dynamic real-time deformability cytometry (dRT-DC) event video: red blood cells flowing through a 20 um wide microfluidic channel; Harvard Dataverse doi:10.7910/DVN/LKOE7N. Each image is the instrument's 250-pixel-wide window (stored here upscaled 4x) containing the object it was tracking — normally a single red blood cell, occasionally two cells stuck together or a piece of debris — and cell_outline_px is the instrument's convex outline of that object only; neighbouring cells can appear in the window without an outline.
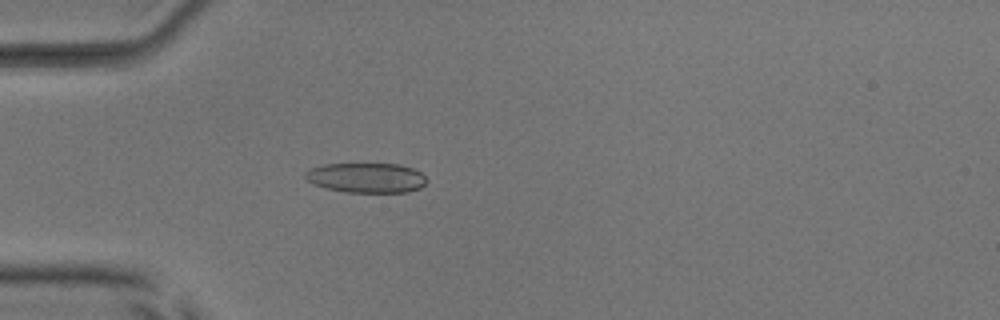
{"species": "common noctule bat (a hibernating species)", "species_latin": "Nyctalus noctula", "temperature_condition": "room temperature", "stored_images_in_passage": 51, "camera_frame_rate_fps": 3000, "um_per_image_px": 0.085, "animal": {"sex": "male", "body_mass_g": 17.9, "forearm_length_mm": 54.2}, "frame": {"image": 1, "passage_image": 15, "time_ms": 4.667, "image_size_px": [1000, 320], "cell_outline_px": [[428, 180], [420, 188], [408, 192], [344, 192], [328, 188], [316, 184], [308, 180], [304, 176], [304, 172], [312, 168], [324, 164], [400, 164], [412, 168], [420, 172]], "centroid_in_image_um": [31.17, 15.11], "position_along_channel_um": 53.8, "area_um2": 20.98}}
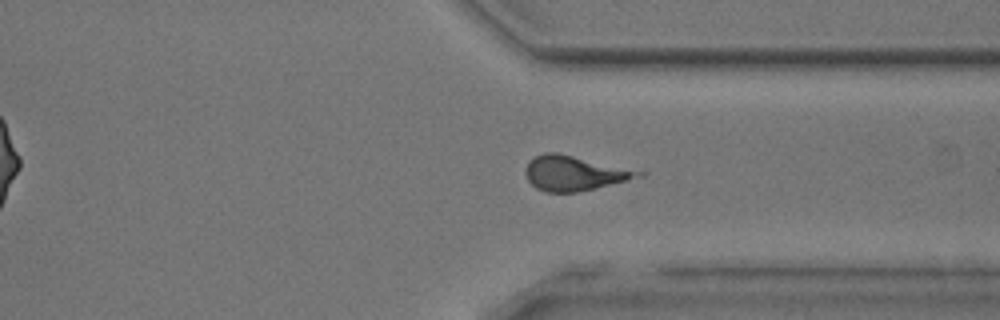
{"frame": {"image": 2, "passage_image": 39, "time_ms": 12.667, "image_size_px": [1000, 320], "cell_outline_px": [[648, 172], [644, 176], [628, 180], [576, 192], [544, 192], [536, 188], [528, 180], [524, 172], [528, 160], [544, 152], [556, 152]], "centroid_in_image_um": [48.81, 14.71], "position_along_channel_um": 362.6, "area_um2": 22.89}}
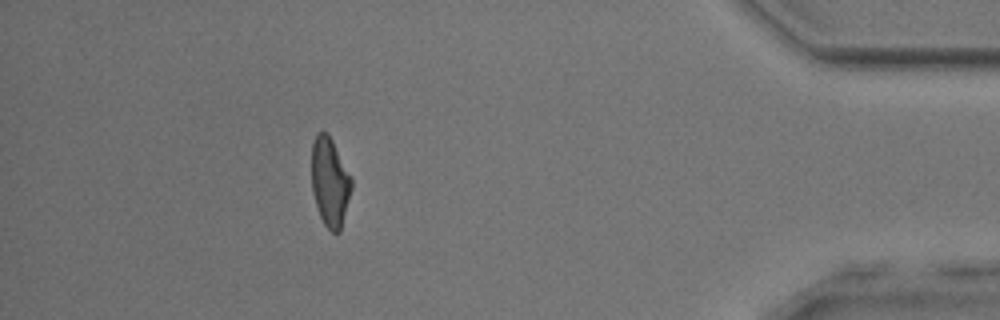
{"frame": {"image": 3, "passage_image": 46, "time_ms": 15.0, "image_size_px": [1000, 320], "cell_outline_px": [[352, 188], [340, 232], [332, 232], [324, 224], [320, 216], [312, 192], [312, 140], [316, 132], [328, 132], [352, 176]], "centroid_in_image_um": [28.05, 15.43], "position_along_channel_um": 407.2, "area_um2": 20.87}, "authors_computed_cell_mechanics": {"area_um2": 21.9062, "velocity_mm_per_s": 3.9969, "shape_relaxation_time_tau1_ms": 2.9108, "shape_relaxation_time_tau2_ms": 1.4668, "deformation_change_tau1": 0.1401, "deformation_change_tau2": 0.1263}}